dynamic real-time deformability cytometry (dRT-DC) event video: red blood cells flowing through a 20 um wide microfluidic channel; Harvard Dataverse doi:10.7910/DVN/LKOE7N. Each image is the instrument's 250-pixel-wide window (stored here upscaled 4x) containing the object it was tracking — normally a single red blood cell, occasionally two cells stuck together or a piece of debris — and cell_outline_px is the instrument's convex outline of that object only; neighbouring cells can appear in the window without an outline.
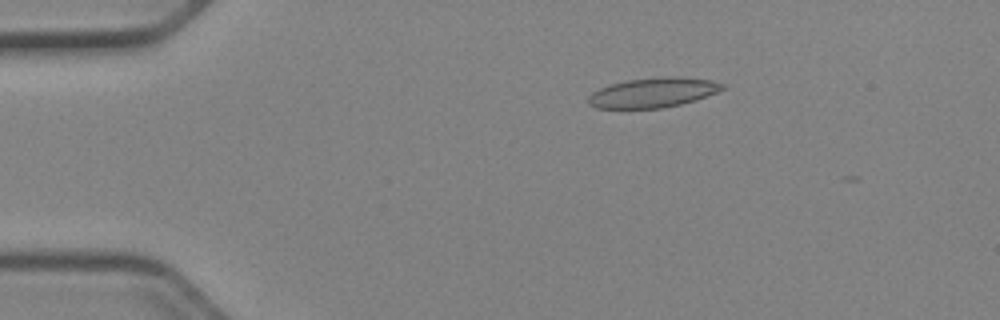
{"species": "Egyptian fruit bat (a non-hibernating species)", "species_latin": "Rousettus aegyptiacus", "temperature_condition": "cold", "stored_images_in_passage": 12, "camera_frame_rate_fps": 3000, "um_per_image_px": 0.085, "animal": {"sex": "female"}, "frame": {"image": 1, "passage_image": 10, "time_ms": 3.0, "image_size_px": [1000, 320], "cell_outline_px": [[724, 88], [716, 92], [696, 100], [664, 108], [596, 108], [588, 104], [588, 96], [592, 92], [608, 84], [624, 80], [664, 76], [680, 76], [712, 80], [724, 84]], "centroid_in_image_um": [55.48, 7.86], "position_along_channel_um": 29.5, "area_um2": 23.47}}